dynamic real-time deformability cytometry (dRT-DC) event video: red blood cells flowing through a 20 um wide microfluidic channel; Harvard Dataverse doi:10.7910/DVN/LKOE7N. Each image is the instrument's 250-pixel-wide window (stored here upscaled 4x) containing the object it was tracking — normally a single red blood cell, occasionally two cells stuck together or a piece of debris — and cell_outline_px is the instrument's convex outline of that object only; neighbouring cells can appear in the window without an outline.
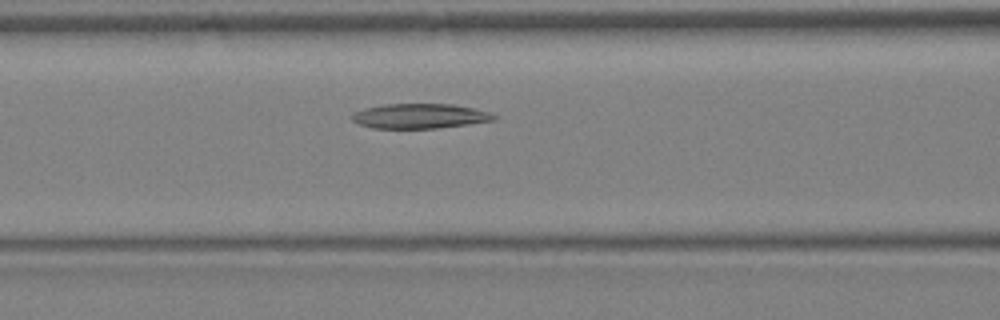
{"species": "Egyptian fruit bat (a non-hibernating species)", "species_latin": "Rousettus aegyptiacus", "temperature_condition": "warm", "stored_images_in_passage": 29, "segment_of_instrument_passage": [1, 2], "camera_frame_rate_fps": 3000, "um_per_image_px": 0.085, "animal": {"sex": "female"}, "frame": {"image": 1, "passage_image": 8, "time_ms": 2.333, "image_size_px": [1000, 320], "cell_outline_px": [[500, 116], [496, 120], [468, 124], [436, 128], [372, 128], [360, 124], [352, 120], [352, 112], [364, 108], [384, 104], [452, 104], [472, 108], [488, 112]], "centroid_in_image_um": [35.68, 9.86], "position_along_channel_um": 130.9, "area_um2": 20.52}}
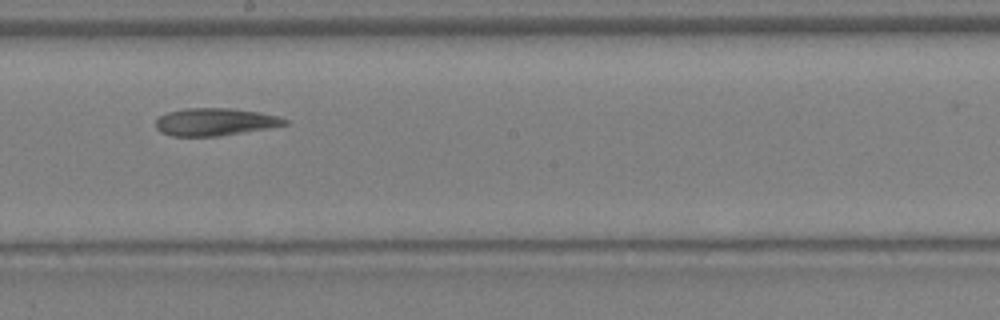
{"frame": {"image": 2, "passage_image": 13, "time_ms": 4.0, "image_size_px": [1000, 320], "cell_outline_px": [[288, 124], [268, 128], [220, 136], [172, 136], [160, 132], [156, 128], [156, 120], [160, 116], [168, 112], [184, 108], [228, 108], [260, 112], [276, 116], [288, 120]], "centroid_in_image_um": [18.25, 10.36], "position_along_channel_um": 229.9, "area_um2": 20.63}}
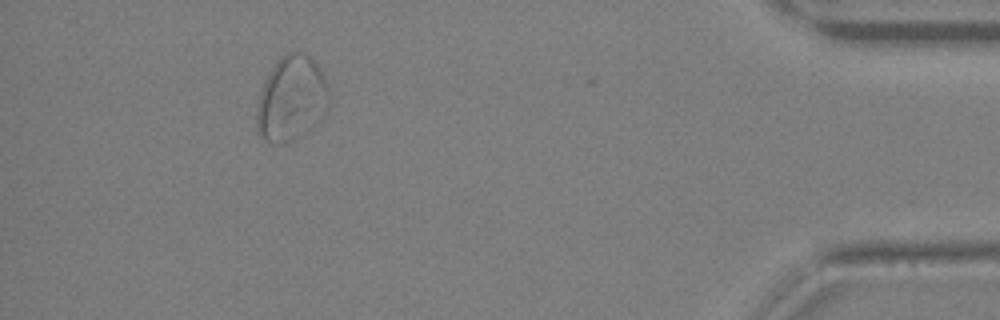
{"frame": {"image": 3, "passage_image": 25, "time_ms": 8.0, "image_size_px": [1000, 320], "cell_outline_px": [[324, 88], [312, 128], [284, 144], [268, 144], [256, 132], [256, 112], [260, 92], [264, 80], [272, 68], [288, 52], [296, 48], [304, 52], [316, 64], [324, 76]], "centroid_in_image_um": [24.59, 8.38], "position_along_channel_um": 410.6, "area_um2": 33.99}}